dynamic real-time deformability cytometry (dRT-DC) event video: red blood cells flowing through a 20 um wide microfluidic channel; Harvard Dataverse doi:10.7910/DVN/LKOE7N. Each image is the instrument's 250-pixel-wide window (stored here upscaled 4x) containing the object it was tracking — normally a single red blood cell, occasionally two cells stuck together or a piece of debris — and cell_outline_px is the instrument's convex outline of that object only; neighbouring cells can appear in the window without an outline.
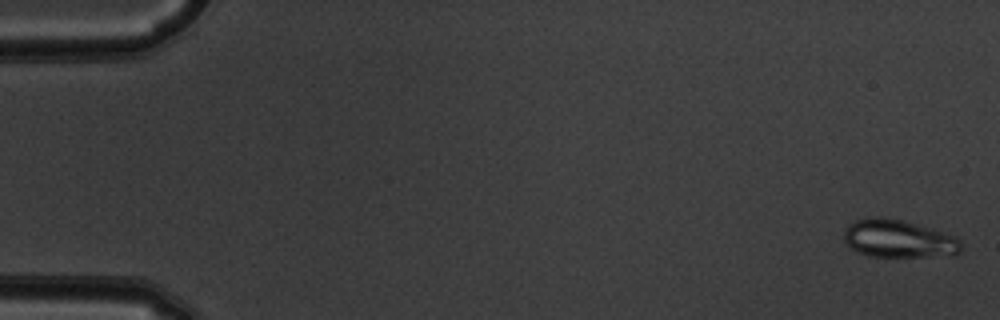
{"species": "common noctule bat (a hibernating species)", "species_latin": "Nyctalus noctula", "temperature_condition": "warm", "stored_images_in_passage": 54, "camera_frame_rate_fps": 3000, "um_per_image_px": 0.085, "animal": {"sex": "male", "body_mass_g": 19.5, "forearm_length_mm": 54.6}, "frame": {"image": 1, "passage_image": 2, "time_ms": 0.333, "image_size_px": [1000, 320], "cell_outline_px": [[960, 252], [924, 256], [868, 256], [848, 248], [844, 240], [844, 228], [848, 224], [856, 220], [872, 216], [884, 216], [916, 224], [956, 236], [960, 240]], "centroid_in_image_um": [76.27, 20.27], "position_along_channel_um": 8.7, "area_um2": 25.61}}
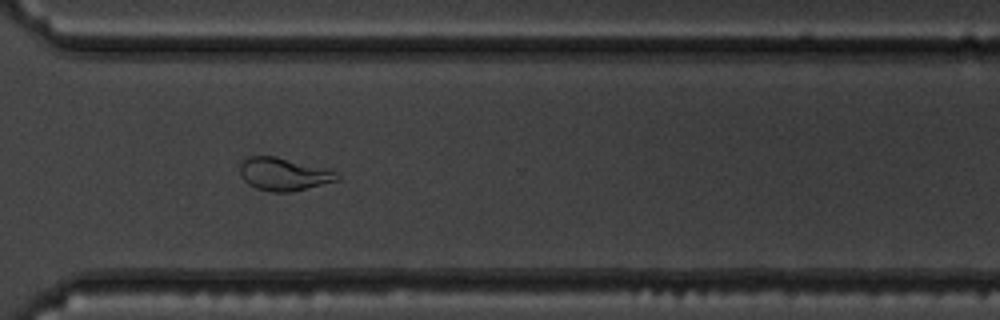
{"frame": {"image": 2, "passage_image": 40, "time_ms": 13.0, "image_size_px": [1000, 320], "cell_outline_px": [[340, 180], [288, 192], [272, 192], [256, 188], [248, 184], [240, 176], [240, 160], [248, 156], [276, 156], [324, 168], [336, 172], [340, 176]], "centroid_in_image_um": [24.07, 14.79], "position_along_channel_um": 346.5, "area_um2": 18.55}}
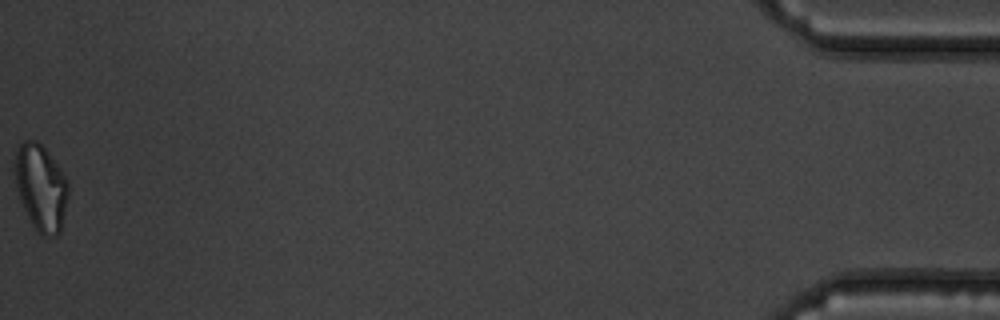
{"frame": {"image": 3, "passage_image": 54, "time_ms": 17.667, "image_size_px": [1000, 320], "cell_outline_px": [[68, 196], [60, 232], [56, 236], [40, 236], [32, 224], [20, 200], [16, 188], [12, 168], [16, 152], [20, 144], [24, 140], [36, 140], [44, 148], [56, 164], [64, 176], [68, 184]], "centroid_in_image_um": [3.44, 15.95], "position_along_channel_um": 431.8, "area_um2": 26.82}, "authors_computed_cell_mechanics": {"area_um2": 22.6576, "velocity_mm_per_s": 3.851, "shape_relaxation_time_tau1_ms": 8.5996, "shape_relaxation_time_tau2_ms": null, "deformation_change_tau1": 0.199, "deformation_change_tau2": null}}